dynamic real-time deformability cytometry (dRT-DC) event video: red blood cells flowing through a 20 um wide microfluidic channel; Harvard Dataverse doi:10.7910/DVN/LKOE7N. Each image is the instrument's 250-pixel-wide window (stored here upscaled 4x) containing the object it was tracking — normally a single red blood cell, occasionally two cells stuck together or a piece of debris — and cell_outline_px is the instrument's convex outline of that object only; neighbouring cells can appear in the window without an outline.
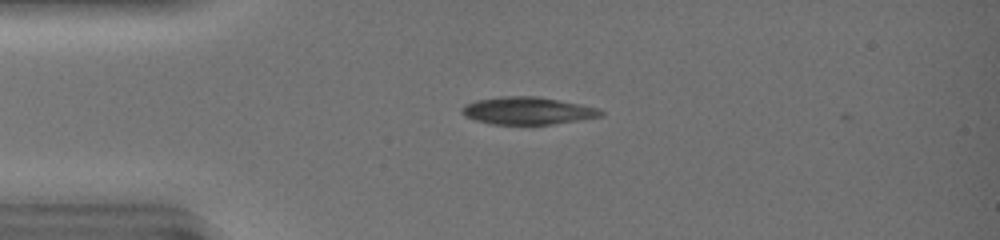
{"species": "common noctule bat (a hibernating species)", "species_latin": "Nyctalus noctula", "temperature_condition": "warm", "stored_images_in_passage": 35, "camera_frame_rate_fps": 3000, "um_per_image_px": 0.085, "animal": {"sex": "female", "body_mass_g": 19.0, "forearm_length_mm": 51.5}, "frame": {"image": 1, "passage_image": 1, "time_ms": 0.0, "image_size_px": [1000, 240], "cell_outline_px": [[604, 116], [580, 120], [552, 124], [492, 124], [476, 120], [464, 116], [460, 112], [460, 108], [464, 104], [476, 100], [500, 96], [536, 96], [580, 104], [600, 108], [604, 112]], "centroid_in_image_um": [44.84, 9.41], "position_along_channel_um": 40.2, "area_um2": 22.37}}
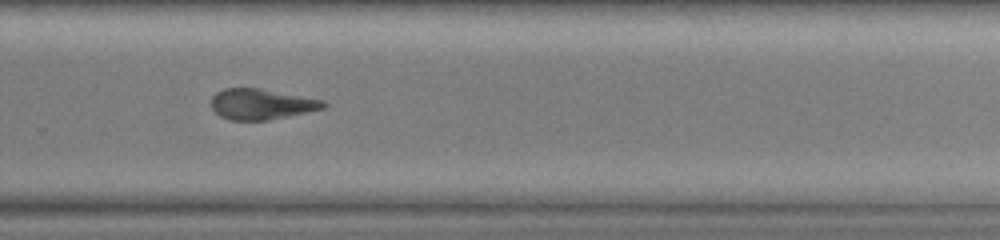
{"frame": {"image": 2, "passage_image": 22, "time_ms": 7.0, "image_size_px": [1000, 240], "cell_outline_px": [[328, 104], [324, 108], [288, 116], [268, 120], [232, 120], [220, 116], [212, 108], [212, 96], [216, 92], [224, 88], [260, 88], [324, 100]], "centroid_in_image_um": [22.22, 8.84], "position_along_channel_um": 307.6, "area_um2": 19.94}}
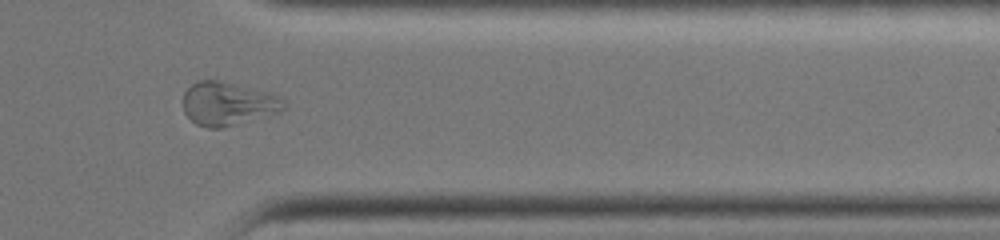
{"frame": {"image": 3, "passage_image": 28, "time_ms": 9.0, "image_size_px": [1000, 240], "cell_outline_px": [[288, 108], [280, 112], [268, 116], [224, 128], [204, 128], [196, 124], [184, 112], [184, 92], [196, 80], [224, 80], [272, 92], [280, 96], [288, 104]], "centroid_in_image_um": [19.45, 8.8], "position_along_channel_um": 392.0, "area_um2": 26.36}, "authors_computed_cell_mechanics": {"area_um2": 22.3686, "velocity_mm_per_s": 4.2094, "shape_relaxation_time_tau1_ms": 6.9838, "shape_relaxation_time_tau2_ms": 4.3319, "deformation_change_tau1": 0.2106, "deformation_change_tau2": 0.1319}}